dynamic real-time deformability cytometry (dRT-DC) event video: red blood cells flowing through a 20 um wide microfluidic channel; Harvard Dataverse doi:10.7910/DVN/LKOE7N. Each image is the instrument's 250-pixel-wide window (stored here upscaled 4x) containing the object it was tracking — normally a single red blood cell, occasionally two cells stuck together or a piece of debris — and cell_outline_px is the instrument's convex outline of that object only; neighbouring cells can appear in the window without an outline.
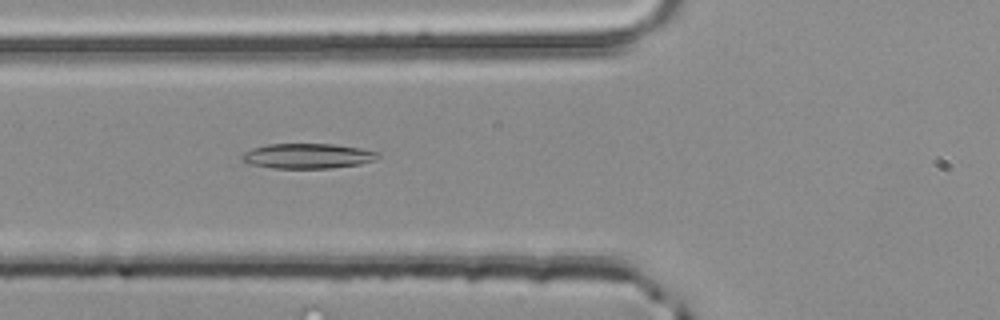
{"species": "common noctule bat (a hibernating species)", "species_latin": "Nyctalus noctula", "temperature_condition": "room temperature", "stored_images_in_passage": 38, "camera_frame_rate_fps": 3000, "um_per_image_px": 0.085, "animal": {"sex": "male", "body_mass_g": 20.4}, "frame": {"image": 1, "passage_image": 6, "time_ms": 1.667, "image_size_px": [1000, 320], "cell_outline_px": [[380, 156], [372, 160], [360, 164], [332, 168], [272, 168], [248, 164], [240, 156], [244, 152], [252, 148], [268, 144], [332, 144], [360, 148], [380, 152]], "centroid_in_image_um": [26.13, 13.26], "position_along_channel_um": 99.7, "area_um2": 19.83}}
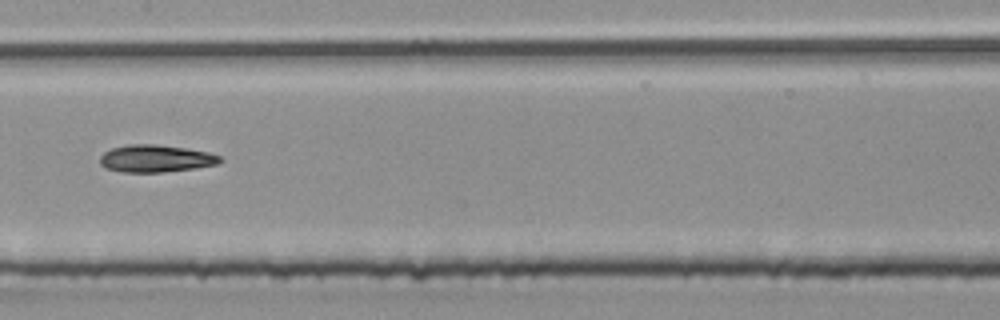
{"frame": {"image": 2, "passage_image": 13, "time_ms": 4.0, "image_size_px": [1000, 320], "cell_outline_px": [[224, 160], [216, 164], [196, 168], [160, 172], [120, 172], [108, 168], [100, 164], [100, 156], [104, 152], [112, 148], [128, 144], [156, 144], [188, 148], [208, 152], [220, 156]], "centroid_in_image_um": [13.25, 13.47], "position_along_channel_um": 194.2, "area_um2": 19.13}}
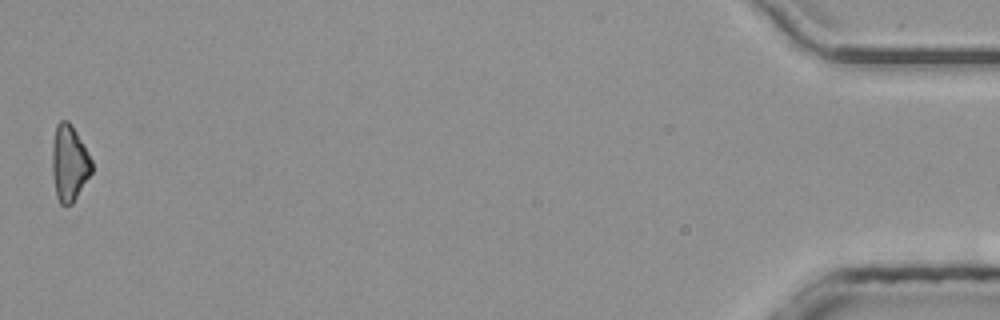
{"frame": {"image": 3, "passage_image": 38, "time_ms": 12.333, "image_size_px": [1000, 320], "cell_outline_px": [[92, 172], [72, 204], [60, 204], [56, 196], [52, 172], [52, 140], [56, 124], [60, 120], [68, 120], [72, 124], [84, 144], [92, 160]], "centroid_in_image_um": [5.88, 13.82], "position_along_channel_um": 429.3, "area_um2": 17.74}, "authors_computed_cell_mechanics": {"area_um2": 18.4382, "velocity_mm_per_s": 4.028, "shape_relaxation_time_tau1_ms": 8.0475, "shape_relaxation_time_tau2_ms": null, "deformation_change_tau1": 0.1891, "deformation_change_tau2": null}}